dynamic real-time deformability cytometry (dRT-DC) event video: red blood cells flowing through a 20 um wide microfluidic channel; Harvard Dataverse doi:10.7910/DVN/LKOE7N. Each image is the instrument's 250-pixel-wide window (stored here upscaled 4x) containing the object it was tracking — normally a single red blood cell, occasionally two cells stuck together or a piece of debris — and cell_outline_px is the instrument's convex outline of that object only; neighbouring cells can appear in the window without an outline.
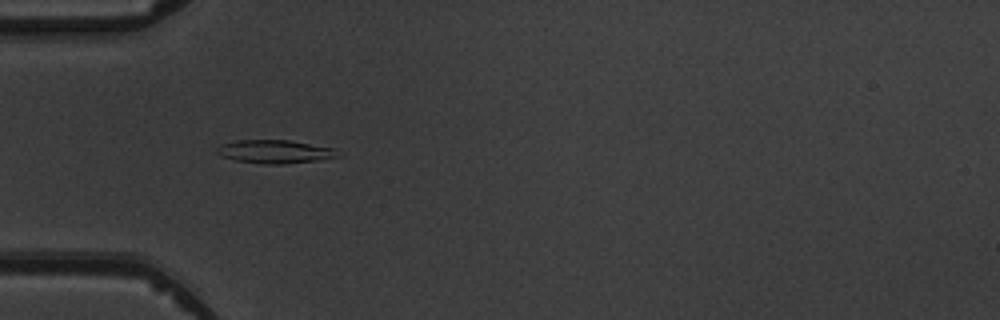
{"species": "common noctule bat (a hibernating species)", "species_latin": "Nyctalus noctula", "temperature_condition": "warm", "stored_images_in_passage": 8, "camera_frame_rate_fps": 3000, "um_per_image_px": 0.085, "animal": {"sex": "male", "body_mass_g": 19.5, "forearm_length_mm": 54.6}, "frame": {"image": 1, "passage_image": 5, "time_ms": 4.667, "image_size_px": [1000, 320], "cell_outline_px": [[344, 156], [316, 160], [284, 164], [264, 164], [236, 160], [224, 156], [216, 152], [216, 148], [220, 144], [236, 140], [288, 140], [336, 148]], "centroid_in_image_um": [23.42, 12.88], "position_along_channel_um": 61.6, "area_um2": 16.53}}
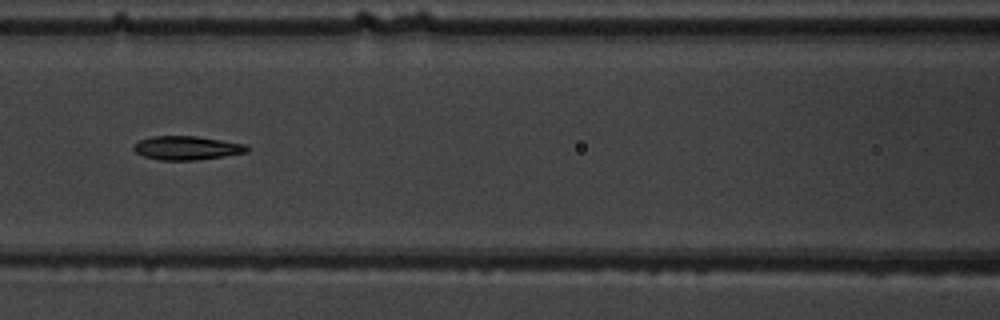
{"frame": {"image": 2, "passage_image": 7, "time_ms": 7.0, "image_size_px": [1000, 320], "cell_outline_px": [[248, 152], [224, 156], [196, 160], [160, 160], [144, 156], [136, 152], [132, 148], [140, 140], [152, 136], [196, 136], [248, 144]], "centroid_in_image_um": [15.91, 12.57], "position_along_channel_um": 150.7, "area_um2": 15.66}}
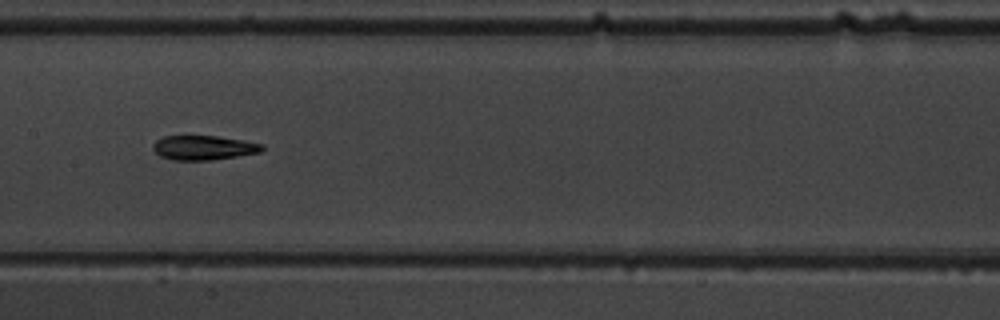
{"frame": {"image": 3, "passage_image": 8, "time_ms": 8.0, "image_size_px": [1000, 320], "cell_outline_px": [[264, 148], [260, 152], [212, 160], [172, 160], [160, 156], [152, 148], [152, 144], [156, 140], [164, 136], [216, 136], [244, 140], [264, 144]], "centroid_in_image_um": [17.3, 12.55], "position_along_channel_um": 190.1, "area_um2": 15.55}}